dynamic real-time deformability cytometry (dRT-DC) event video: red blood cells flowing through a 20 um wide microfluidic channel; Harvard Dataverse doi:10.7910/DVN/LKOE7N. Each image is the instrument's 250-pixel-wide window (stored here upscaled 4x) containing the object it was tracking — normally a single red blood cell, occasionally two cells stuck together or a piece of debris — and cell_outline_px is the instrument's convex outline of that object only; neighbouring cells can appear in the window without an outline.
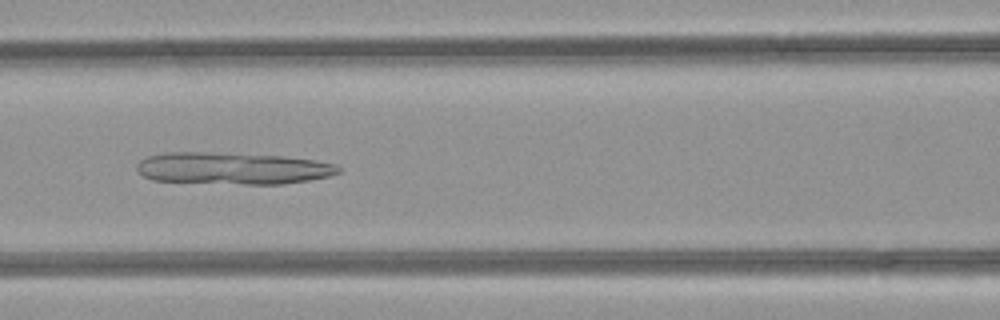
{"species": "common noctule bat (a hibernating species)", "species_latin": "Nyctalus noctula", "temperature_condition": "room temperature", "stored_images_in_passage": 5, "camera_frame_rate_fps": 3000, "um_per_image_px": 0.085, "animal": {"sex": "female", "body_mass_g": 21.9}, "frame": {"image": 1, "passage_image": 5, "time_ms": 1.333, "image_size_px": [1000, 320], "cell_outline_px": [[340, 172], [328, 176], [308, 180], [284, 184], [244, 184], [152, 180], [136, 172], [136, 164], [140, 160], [148, 156], [164, 152], [204, 152], [280, 156], [312, 160], [336, 164], [340, 168]], "centroid_in_image_um": [19.72, 14.31], "position_along_channel_um": 146.9, "area_um2": 37.34}}